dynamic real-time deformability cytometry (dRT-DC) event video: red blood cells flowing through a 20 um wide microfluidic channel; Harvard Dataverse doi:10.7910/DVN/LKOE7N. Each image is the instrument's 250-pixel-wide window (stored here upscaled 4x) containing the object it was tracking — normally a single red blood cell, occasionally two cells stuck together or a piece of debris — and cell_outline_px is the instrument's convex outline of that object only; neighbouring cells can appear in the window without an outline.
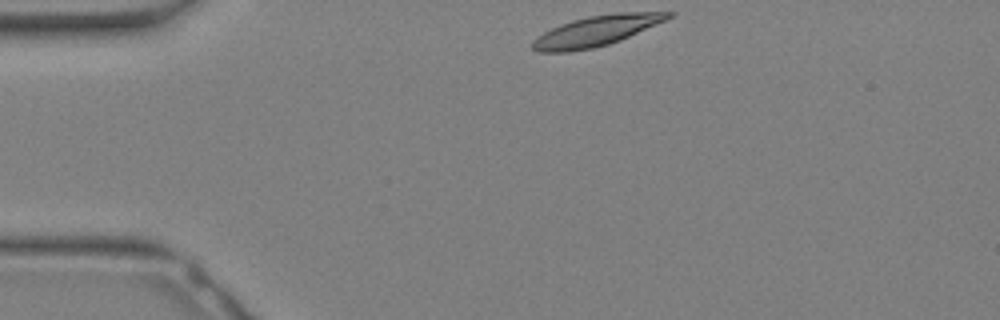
{"species": "Egyptian fruit bat (a non-hibernating species)", "species_latin": "Rousettus aegyptiacus", "temperature_condition": "warm", "stored_images_in_passage": 27, "camera_frame_rate_fps": 3000, "um_per_image_px": 0.085, "animal": {"sex": "female"}, "frame": {"image": 1, "passage_image": 1, "time_ms": 0.0, "image_size_px": [1000, 320], "cell_outline_px": [[676, 12], [672, 16], [664, 20], [620, 40], [608, 44], [592, 48], [568, 52], [540, 52], [532, 48], [532, 40], [536, 36], [560, 24], [572, 20], [588, 16], [616, 12]], "centroid_in_image_um": [50.63, 2.62], "position_along_channel_um": 34.4, "area_um2": 23.7}}
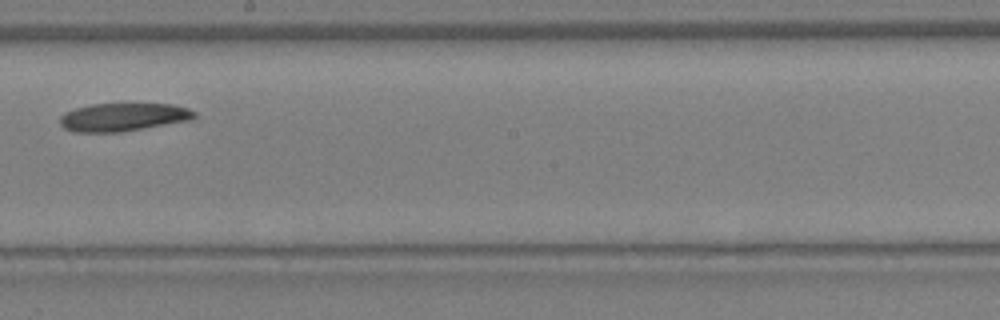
{"frame": {"image": 2, "passage_image": 13, "time_ms": 4.0, "image_size_px": [1000, 320], "cell_outline_px": [[196, 116], [192, 120], [120, 132], [76, 132], [64, 128], [60, 124], [60, 116], [64, 112], [88, 104], [172, 104], [188, 108], [196, 112]], "centroid_in_image_um": [10.47, 9.95], "position_along_channel_um": 237.7, "area_um2": 22.08}}
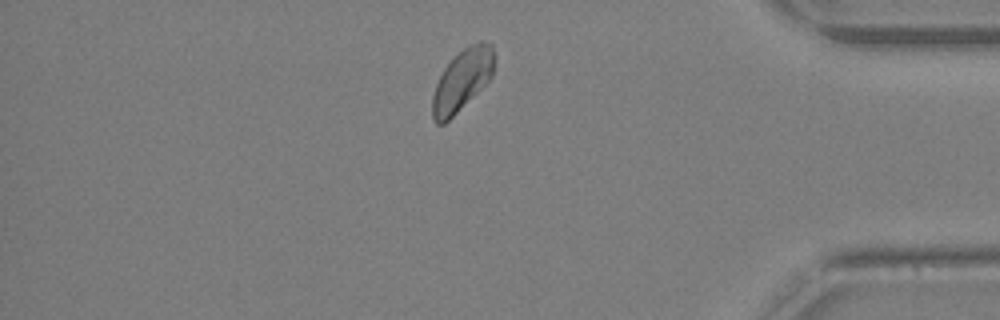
{"frame": {"image": 3, "passage_image": 22, "time_ms": 7.0, "image_size_px": [1000, 320], "cell_outline_px": [[492, 76], [444, 124], [436, 124], [432, 120], [432, 96], [436, 84], [444, 68], [468, 44], [480, 40], [484, 40], [492, 44]], "centroid_in_image_um": [39.24, 6.8], "position_along_channel_um": 396.0, "area_um2": 21.44}}